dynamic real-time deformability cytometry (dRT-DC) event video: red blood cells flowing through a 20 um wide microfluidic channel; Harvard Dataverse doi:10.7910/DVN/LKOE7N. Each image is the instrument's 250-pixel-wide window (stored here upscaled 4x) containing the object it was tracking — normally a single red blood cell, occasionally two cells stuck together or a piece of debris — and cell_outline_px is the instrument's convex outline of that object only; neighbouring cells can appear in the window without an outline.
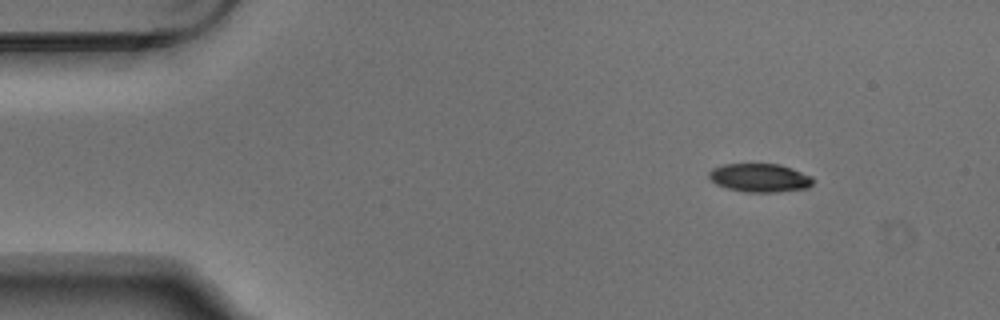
{"species": "Egyptian fruit bat (a non-hibernating species)", "species_latin": "Rousettus aegyptiacus", "temperature_condition": "warm", "stored_images_in_passage": 5, "camera_frame_rate_fps": 3000, "um_per_image_px": 0.085, "animal": {"sex": "male"}, "frame": {"image": 1, "passage_image": 1, "time_ms": 0.0, "image_size_px": [1000, 320], "cell_outline_px": [[816, 180], [808, 188], [776, 192], [744, 192], [728, 188], [716, 184], [708, 176], [708, 172], [712, 168], [724, 164], [780, 164], [792, 168], [812, 176]], "centroid_in_image_um": [64.61, 15.11], "position_along_channel_um": 20.4, "area_um2": 17.4}}
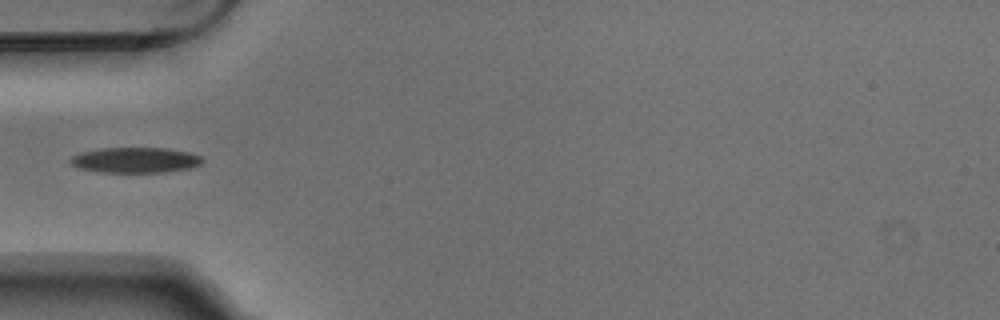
{"frame": {"image": 2, "passage_image": 4, "time_ms": 1.0, "image_size_px": [1000, 320], "cell_outline_px": [[204, 160], [200, 164], [188, 168], [164, 172], [100, 172], [80, 168], [72, 164], [68, 160], [72, 156], [80, 152], [104, 148], [168, 148], [188, 152], [200, 156]], "centroid_in_image_um": [11.49, 13.6], "position_along_channel_um": 73.5, "area_um2": 19.42}}
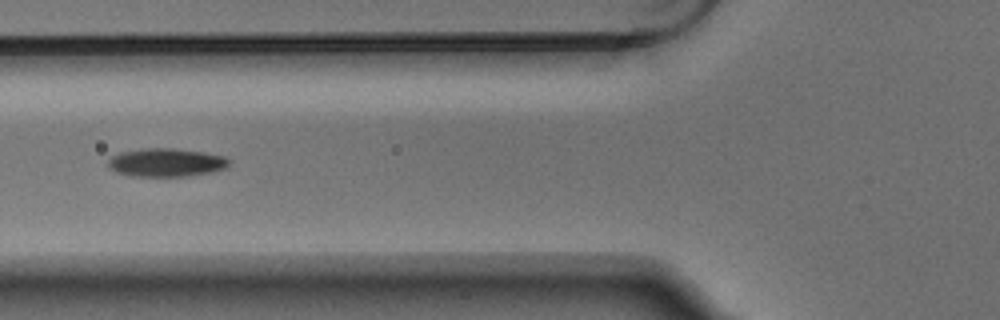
{"frame": {"image": 3, "passage_image": 5, "time_ms": 1.333, "image_size_px": [1000, 320], "cell_outline_px": [[232, 160], [224, 168], [212, 172], [188, 176], [132, 176], [116, 172], [108, 168], [108, 160], [112, 156], [120, 152], [140, 148], [172, 148], [204, 152], [224, 156]], "centroid_in_image_um": [14.11, 13.81], "position_along_channel_um": 111.7, "area_um2": 20.11}}